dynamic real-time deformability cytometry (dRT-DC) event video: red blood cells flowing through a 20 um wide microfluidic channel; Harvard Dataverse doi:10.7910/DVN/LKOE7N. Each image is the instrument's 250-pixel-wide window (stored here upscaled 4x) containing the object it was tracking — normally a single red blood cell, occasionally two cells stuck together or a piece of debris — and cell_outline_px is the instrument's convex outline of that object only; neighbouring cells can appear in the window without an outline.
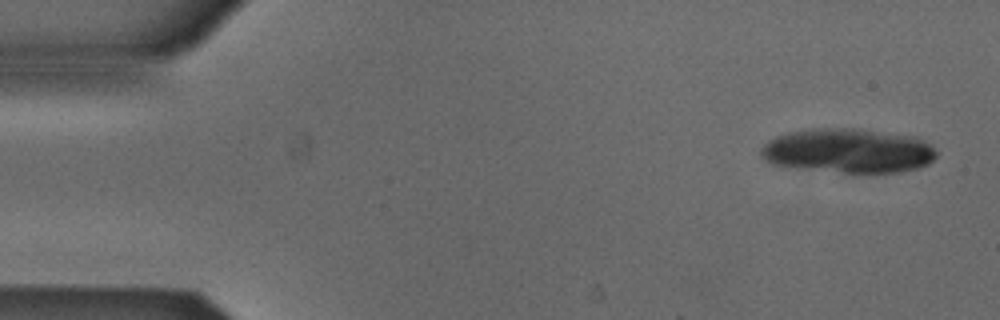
{"species": "Egyptian fruit bat (a non-hibernating species)", "species_latin": "Rousettus aegyptiacus", "temperature_condition": "cold", "stored_images_in_passage": 5, "camera_frame_rate_fps": 3000, "um_per_image_px": 0.085, "animal": {"sex": "male"}, "frame": {"image": 1, "passage_image": 1, "time_ms": 0.0, "image_size_px": [1000, 320], "cell_outline_px": [[936, 156], [928, 164], [916, 168], [896, 172], [844, 172], [800, 168], [772, 164], [764, 160], [760, 156], [760, 152], [764, 144], [768, 140], [776, 136], [796, 132], [844, 128], [852, 128], [908, 136], [920, 140], [928, 144], [936, 152]], "centroid_in_image_um": [72.06, 12.84], "position_along_channel_um": 12.9, "area_um2": 44.04}}
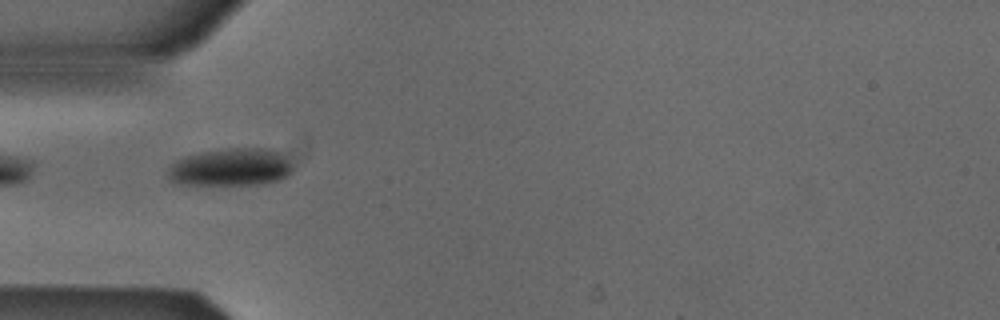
{"frame": {"image": 2, "passage_image": 5, "time_ms": 1.333, "image_size_px": [1000, 320], "cell_outline_px": [[292, 172], [288, 176], [280, 180], [264, 184], [172, 184], [168, 176], [168, 172], [172, 164], [176, 160], [184, 156], [200, 152], [228, 148], [272, 148], [280, 152], [292, 164]], "centroid_in_image_um": [19.63, 14.21], "position_along_channel_um": 65.4, "area_um2": 27.63}}